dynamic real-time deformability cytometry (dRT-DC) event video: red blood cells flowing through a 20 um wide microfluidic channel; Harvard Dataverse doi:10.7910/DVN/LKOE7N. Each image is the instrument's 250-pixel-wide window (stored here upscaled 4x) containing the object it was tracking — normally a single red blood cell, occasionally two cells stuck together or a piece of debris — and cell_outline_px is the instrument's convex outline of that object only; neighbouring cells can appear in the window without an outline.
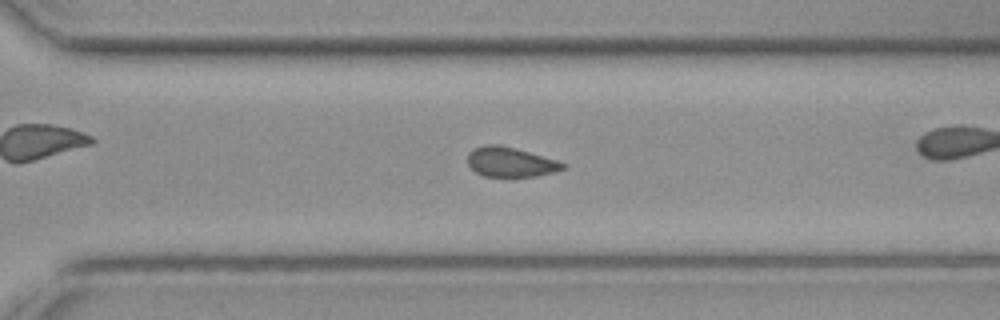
{"species": "common noctule bat (a hibernating species)", "species_latin": "Nyctalus noctula", "temperature_condition": "cold", "stored_images_in_passage": 27, "camera_frame_rate_fps": 3000, "um_per_image_px": 0.085, "animal": {"sex": "female", "body_mass_g": 19.3, "forearm_length_mm": 54.1}, "frame": {"image": 1, "passage_image": 20, "time_ms": 6.333, "image_size_px": [1000, 320], "cell_outline_px": [[568, 168], [556, 172], [536, 176], [484, 176], [476, 172], [468, 164], [468, 152], [484, 144], [496, 144], [528, 152], [556, 160], [568, 164]], "centroid_in_image_um": [43.43, 13.78], "position_along_channel_um": 327.2, "area_um2": 16.36}}